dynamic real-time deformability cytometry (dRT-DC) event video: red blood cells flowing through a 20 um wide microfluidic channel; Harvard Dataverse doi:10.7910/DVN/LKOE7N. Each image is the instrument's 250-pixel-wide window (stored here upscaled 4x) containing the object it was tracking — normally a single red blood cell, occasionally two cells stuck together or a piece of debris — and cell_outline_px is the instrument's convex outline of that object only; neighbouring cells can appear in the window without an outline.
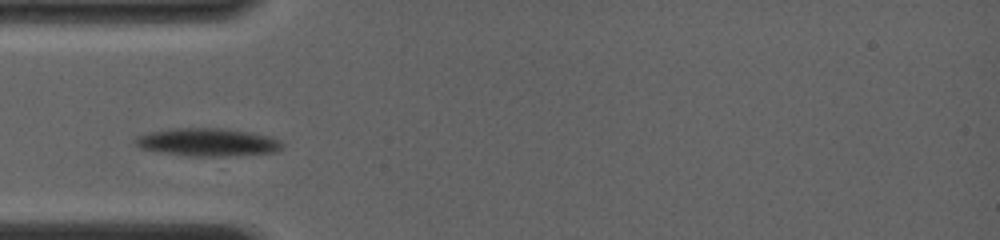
{"species": "common noctule bat (a hibernating species)", "species_latin": "Nyctalus noctula", "temperature_condition": "room temperature", "stored_images_in_passage": 12, "camera_frame_rate_fps": 4000, "um_per_image_px": 0.085, "animal": {"sex": "female", "body_mass_g": 19.0, "forearm_length_mm": 56.7}, "frame": {"image": 1, "passage_image": 3, "time_ms": 1.25, "image_size_px": [1000, 240], "cell_outline_px": [[284, 144], [276, 152], [228, 156], [188, 156], [160, 152], [140, 148], [136, 144], [136, 136], [148, 132], [168, 128], [224, 128], [252, 132], [268, 136], [280, 140]], "centroid_in_image_um": [17.64, 12.08], "position_along_channel_um": 67.4, "area_um2": 24.04}}
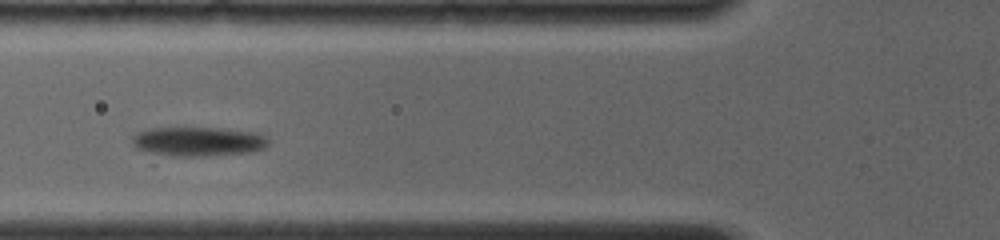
{"frame": {"image": 2, "passage_image": 6, "time_ms": 2.5, "image_size_px": [1000, 240], "cell_outline_px": [[268, 144], [264, 148], [252, 152], [152, 164], [132, 144], [132, 136], [136, 132], [148, 128], [224, 128], [256, 132], [264, 136], [268, 140]], "centroid_in_image_um": [16.56, 12.18], "position_along_channel_um": 109.2, "area_um2": 26.41}}
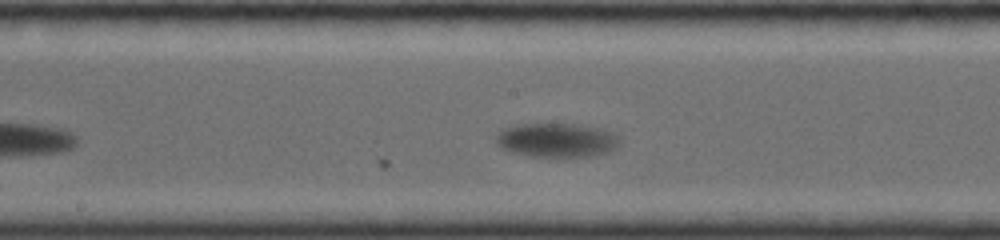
{"frame": {"image": 3, "passage_image": 12, "time_ms": 5.25, "image_size_px": [1000, 240], "cell_outline_px": [[620, 144], [616, 148], [608, 152], [588, 156], [532, 156], [512, 152], [500, 148], [496, 144], [496, 132], [504, 128], [516, 124], [572, 124], [596, 128], [616, 132], [620, 140]], "centroid_in_image_um": [47.3, 11.9], "position_along_channel_um": 200.9, "area_um2": 24.57}}